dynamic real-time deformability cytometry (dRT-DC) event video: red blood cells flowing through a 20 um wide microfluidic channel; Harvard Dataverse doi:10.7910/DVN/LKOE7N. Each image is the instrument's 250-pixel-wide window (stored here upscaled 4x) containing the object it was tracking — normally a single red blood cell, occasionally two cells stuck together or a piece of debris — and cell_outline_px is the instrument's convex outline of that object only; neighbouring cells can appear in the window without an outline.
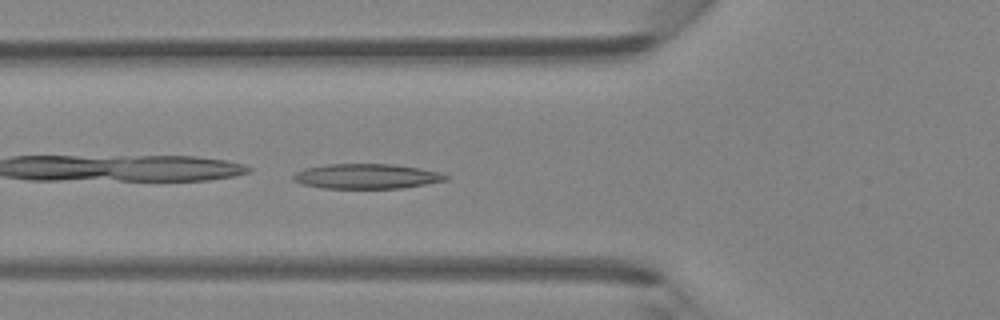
{"species": "Egyptian fruit bat (a non-hibernating species)", "species_latin": "Rousettus aegyptiacus", "temperature_condition": "room temperature", "stored_images_in_passage": 31, "camera_frame_rate_fps": 3000, "um_per_image_px": 0.085, "animal": {"sex": "female"}, "frame": {"image": 1, "passage_image": 3, "time_ms": 0.667, "image_size_px": [1000, 320], "cell_outline_px": [[448, 180], [400, 188], [324, 188], [300, 184], [292, 180], [292, 176], [296, 172], [304, 168], [324, 164], [396, 164], [420, 168], [436, 172], [448, 176]], "centroid_in_image_um": [31.09, 14.98], "position_along_channel_um": 94.7, "area_um2": 22.14}}
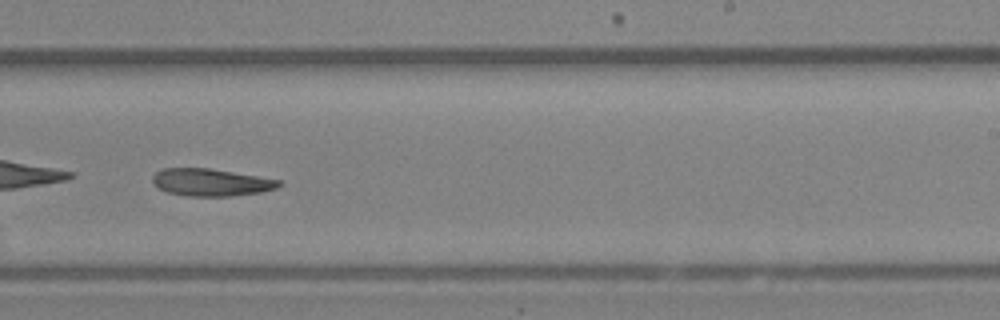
{"frame": {"image": 2, "passage_image": 15, "time_ms": 4.667, "image_size_px": [1000, 320], "cell_outline_px": [[284, 184], [276, 188], [260, 192], [228, 196], [188, 196], [168, 192], [152, 184], [152, 176], [160, 168], [208, 168], [280, 180]], "centroid_in_image_um": [17.9, 15.49], "position_along_channel_um": 271.1, "area_um2": 20.0}}
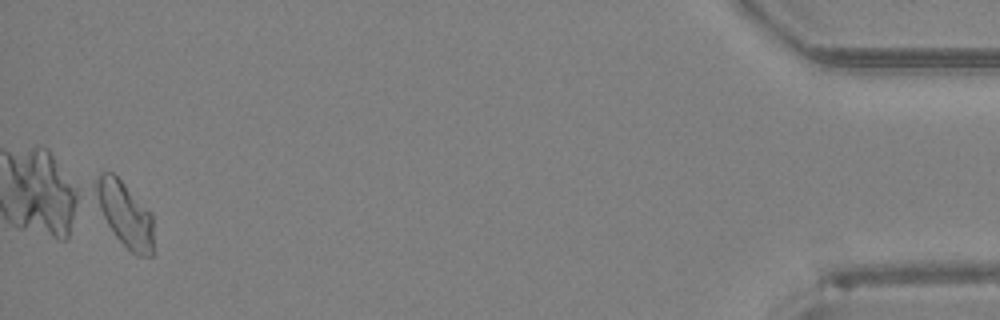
{"frame": {"image": 3, "passage_image": 31, "time_ms": 10.0, "image_size_px": [1000, 320], "cell_outline_px": [[152, 256], [136, 256], [116, 236], [108, 224], [100, 208], [92, 188], [96, 176], [100, 172], [112, 172], [152, 212]], "centroid_in_image_um": [10.6, 18.16], "position_along_channel_um": 424.6, "area_um2": 21.68}}